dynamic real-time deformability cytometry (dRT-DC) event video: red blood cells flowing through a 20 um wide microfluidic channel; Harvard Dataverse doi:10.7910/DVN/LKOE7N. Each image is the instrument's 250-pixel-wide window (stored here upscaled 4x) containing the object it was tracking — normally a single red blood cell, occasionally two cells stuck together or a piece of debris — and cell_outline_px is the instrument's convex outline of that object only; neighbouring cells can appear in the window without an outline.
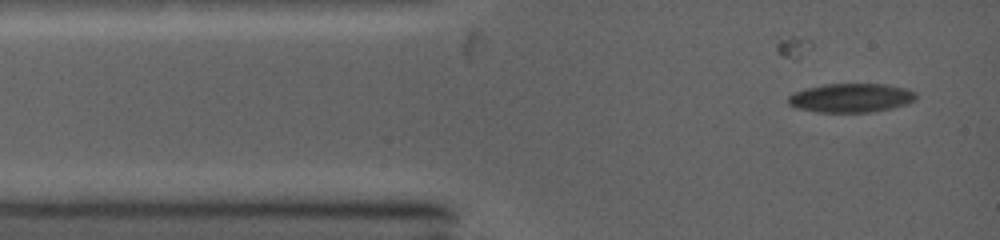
{"species": "common noctule bat (a hibernating species)", "species_latin": "Nyctalus noctula", "temperature_condition": "warm", "stored_images_in_passage": 7, "camera_frame_rate_fps": 5000, "um_per_image_px": 0.085, "animal": {"sex": "female", "body_mass_g": 19.0, "forearm_length_mm": 53.3}, "frame": {"image": 1, "passage_image": 3, "time_ms": 1.0, "image_size_px": [1000, 240], "cell_outline_px": [[916, 100], [892, 108], [868, 112], [816, 112], [796, 108], [788, 104], [788, 96], [792, 92], [804, 88], [824, 84], [884, 84], [908, 88], [916, 92]], "centroid_in_image_um": [72.3, 8.31], "position_along_channel_um": 12.7, "area_um2": 21.73}}
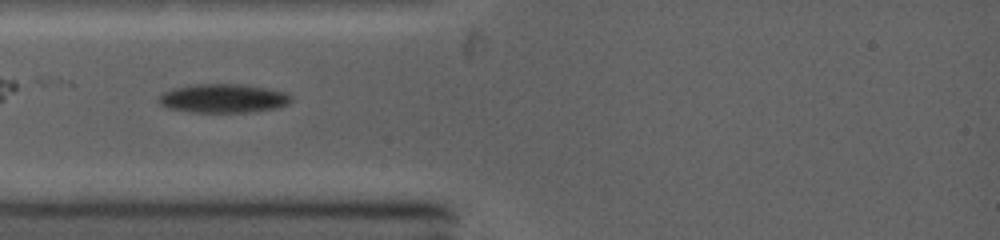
{"frame": {"image": 2, "passage_image": 6, "time_ms": 3.2, "image_size_px": [1000, 240], "cell_outline_px": [[292, 100], [288, 104], [280, 108], [248, 112], [192, 112], [168, 108], [160, 104], [160, 96], [164, 92], [172, 88], [196, 84], [240, 84], [268, 88], [288, 92], [292, 96]], "centroid_in_image_um": [19.05, 8.36], "position_along_channel_um": 66.0, "area_um2": 22.37}}